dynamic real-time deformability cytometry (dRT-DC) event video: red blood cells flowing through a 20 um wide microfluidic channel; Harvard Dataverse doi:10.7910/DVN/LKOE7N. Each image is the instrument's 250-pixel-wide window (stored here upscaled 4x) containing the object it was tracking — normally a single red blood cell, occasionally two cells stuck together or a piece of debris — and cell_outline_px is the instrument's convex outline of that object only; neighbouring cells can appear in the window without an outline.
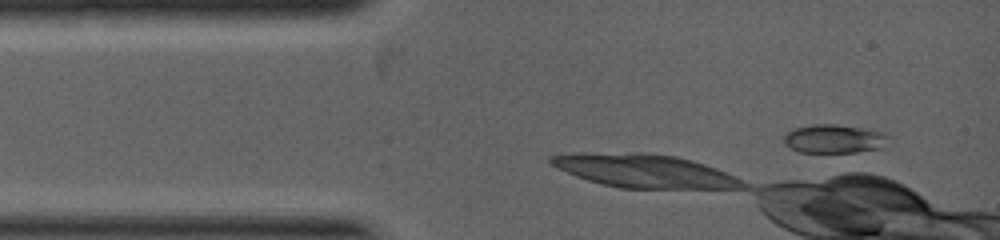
{"species": "common noctule bat (a hibernating species)", "species_latin": "Nyctalus noctula", "temperature_condition": "warm", "stored_images_in_passage": 1, "camera_frame_rate_fps": 5000, "um_per_image_px": 0.085, "animal": {"sex": "female", "body_mass_g": 19.0, "forearm_length_mm": 53.3}, "frame": {"image": 1, "passage_image": 1, "time_ms": 0.0, "image_size_px": [1000, 240], "cell_outline_px": [[892, 136], [880, 148], [848, 156], [844, 156], [800, 152], [784, 144], [784, 136], [788, 132], [796, 128], [812, 124], [836, 124], [860, 128], [880, 132]], "centroid_in_image_um": [70.93, 11.87], "position_along_channel_um": 14.1, "area_um2": 18.32}}